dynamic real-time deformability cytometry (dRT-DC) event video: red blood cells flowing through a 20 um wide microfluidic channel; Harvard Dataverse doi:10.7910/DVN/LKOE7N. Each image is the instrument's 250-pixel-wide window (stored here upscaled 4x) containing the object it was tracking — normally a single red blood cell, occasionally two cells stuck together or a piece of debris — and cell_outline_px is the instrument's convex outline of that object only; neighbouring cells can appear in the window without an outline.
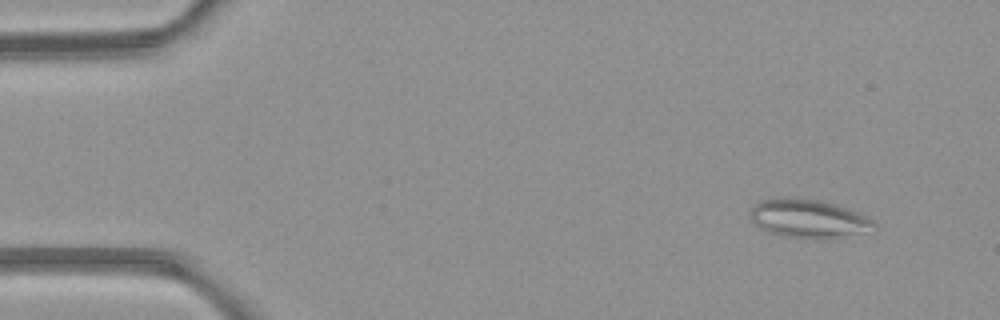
{"species": "common noctule bat (a hibernating species)", "species_latin": "Nyctalus noctula", "temperature_condition": "room temperature", "stored_images_in_passage": 3, "camera_frame_rate_fps": 3000, "um_per_image_px": 0.085, "animal": {"sex": "female", "body_mass_g": 21.9}, "frame": {"image": 1, "passage_image": 1, "time_ms": 0.0, "image_size_px": [1000, 320], "cell_outline_px": [[872, 224], [860, 232], [836, 240], [804, 240], [780, 236], [768, 232], [760, 228], [752, 220], [748, 212], [760, 200], [820, 200], [836, 204], [860, 212], [872, 220]], "centroid_in_image_um": [68.69, 18.65], "position_along_channel_um": 16.3, "area_um2": 27.51}}